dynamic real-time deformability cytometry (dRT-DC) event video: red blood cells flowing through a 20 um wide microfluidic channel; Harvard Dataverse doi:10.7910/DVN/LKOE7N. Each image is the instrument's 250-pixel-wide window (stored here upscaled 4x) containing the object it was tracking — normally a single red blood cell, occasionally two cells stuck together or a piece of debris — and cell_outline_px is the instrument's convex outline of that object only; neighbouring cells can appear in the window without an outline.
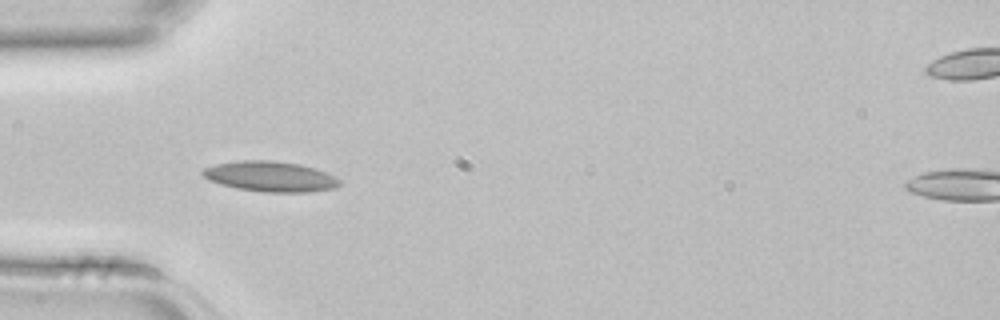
{"species": "common noctule bat (a hibernating species)", "species_latin": "Nyctalus noctula", "temperature_condition": "room temperature", "stored_images_in_passage": 4, "camera_frame_rate_fps": 3000, "um_per_image_px": 0.085, "animal": {"sex": "female", "body_mass_g": 22.7, "forearm_length_mm": 54.2}, "frame": {"image": 1, "passage_image": 4, "time_ms": 1.0, "image_size_px": [1000, 320], "cell_outline_px": [[340, 184], [336, 188], [308, 192], [264, 192], [236, 188], [220, 184], [208, 180], [200, 172], [204, 168], [216, 164], [240, 160], [272, 160], [300, 164], [316, 168], [336, 176], [340, 180]], "centroid_in_image_um": [22.99, 15.0], "position_along_channel_um": 62.0, "area_um2": 24.39}}